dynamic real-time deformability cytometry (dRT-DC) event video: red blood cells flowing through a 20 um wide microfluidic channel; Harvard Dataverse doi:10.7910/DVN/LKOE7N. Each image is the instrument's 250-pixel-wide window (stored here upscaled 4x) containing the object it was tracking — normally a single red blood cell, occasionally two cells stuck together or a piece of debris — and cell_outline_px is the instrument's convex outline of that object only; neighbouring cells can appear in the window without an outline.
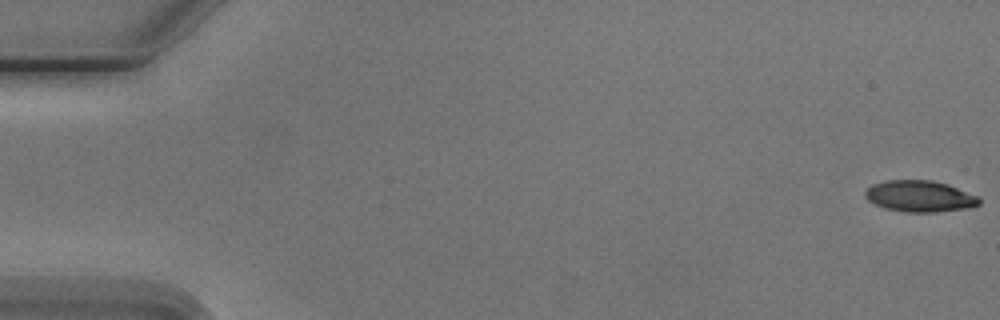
{"species": "Egyptian fruit bat (a non-hibernating species)", "species_latin": "Rousettus aegyptiacus", "temperature_condition": "cold", "stored_images_in_passage": 8, "camera_frame_rate_fps": 3000, "um_per_image_px": 0.085, "animal": {"sex": "male"}, "frame": {"image": 1, "passage_image": 1, "time_ms": 0.0, "image_size_px": [1000, 320], "cell_outline_px": [[980, 204], [972, 208], [936, 212], [904, 212], [884, 208], [868, 200], [864, 196], [864, 192], [872, 184], [888, 180], [932, 180], [948, 184], [980, 196]], "centroid_in_image_um": [78.22, 16.68], "position_along_channel_um": 6.8, "area_um2": 21.1}}
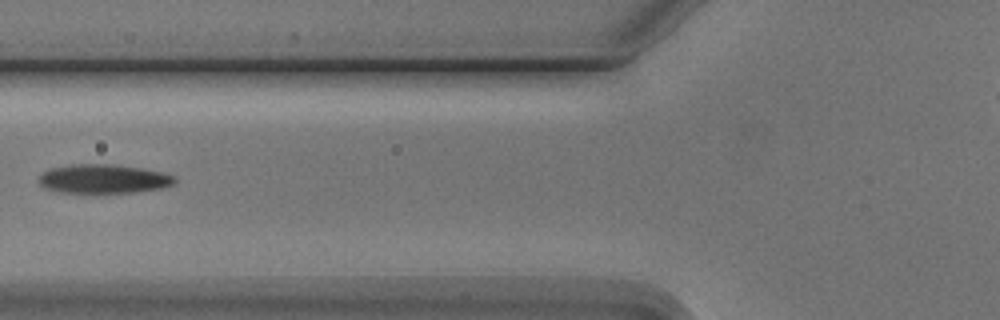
{"frame": {"image": 2, "passage_image": 7, "time_ms": 7.0, "image_size_px": [1000, 320], "cell_outline_px": [[176, 184], [164, 188], [132, 192], [56, 192], [44, 188], [36, 180], [44, 172], [52, 168], [72, 164], [108, 164], [140, 168], [160, 172], [176, 176]], "centroid_in_image_um": [8.8, 15.21], "position_along_channel_um": 117.0, "area_um2": 22.89}}
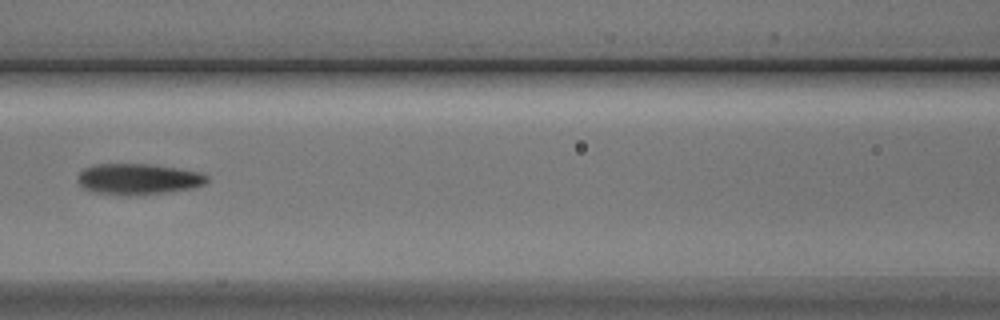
{"frame": {"image": 3, "passage_image": 8, "time_ms": 8.0, "image_size_px": [1000, 320], "cell_outline_px": [[208, 180], [204, 184], [192, 188], [168, 192], [128, 196], [92, 192], [84, 188], [80, 184], [80, 172], [84, 168], [96, 164], [152, 164], [180, 168], [200, 172], [208, 176]], "centroid_in_image_um": [11.79, 15.22], "position_along_channel_um": 154.8, "area_um2": 23.35}}